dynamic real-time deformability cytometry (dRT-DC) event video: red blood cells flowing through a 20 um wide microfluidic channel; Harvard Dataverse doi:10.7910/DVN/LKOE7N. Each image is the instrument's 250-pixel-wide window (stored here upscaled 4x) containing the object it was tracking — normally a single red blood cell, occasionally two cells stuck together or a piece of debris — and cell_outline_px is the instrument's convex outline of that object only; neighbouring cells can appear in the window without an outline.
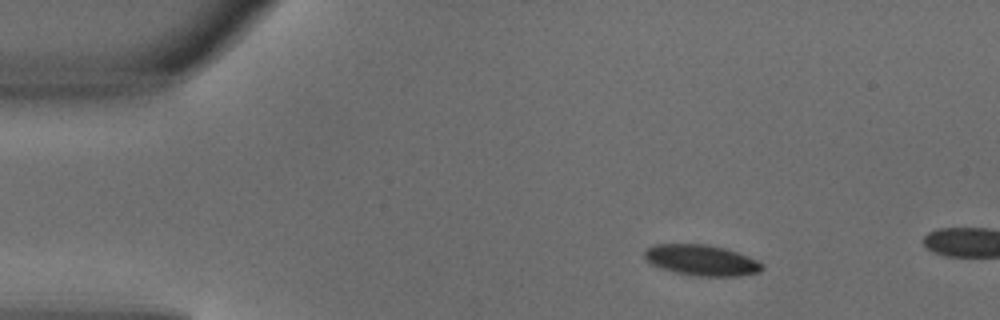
{"species": "common noctule bat (a hibernating species)", "species_latin": "Nyctalus noctula", "temperature_condition": "warm", "stored_images_in_passage": 4, "camera_frame_rate_fps": 3000, "um_per_image_px": 0.085, "animal": {"sex": "male", "body_mass_g": 18.8}, "frame": {"image": 1, "passage_image": 1, "time_ms": 0.0, "image_size_px": [1000, 320], "cell_outline_px": [[764, 268], [760, 272], [740, 276], [700, 276], [676, 272], [660, 268], [644, 260], [644, 252], [652, 244], [708, 244], [724, 248], [748, 256], [764, 264]], "centroid_in_image_um": [59.63, 22.11], "position_along_channel_um": 25.4, "area_um2": 21.15}}
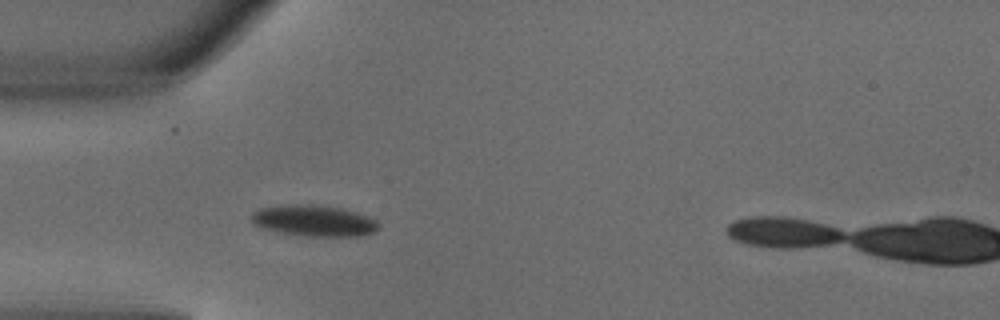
{"frame": {"image": 2, "passage_image": 3, "time_ms": 0.667, "image_size_px": [1000, 320], "cell_outline_px": [[380, 228], [376, 232], [360, 236], [300, 236], [276, 232], [260, 228], [252, 224], [252, 212], [260, 208], [292, 204], [312, 204], [340, 208], [356, 212], [368, 216], [376, 220], [380, 224]], "centroid_in_image_um": [26.68, 18.77], "position_along_channel_um": 58.3, "area_um2": 23.47}}